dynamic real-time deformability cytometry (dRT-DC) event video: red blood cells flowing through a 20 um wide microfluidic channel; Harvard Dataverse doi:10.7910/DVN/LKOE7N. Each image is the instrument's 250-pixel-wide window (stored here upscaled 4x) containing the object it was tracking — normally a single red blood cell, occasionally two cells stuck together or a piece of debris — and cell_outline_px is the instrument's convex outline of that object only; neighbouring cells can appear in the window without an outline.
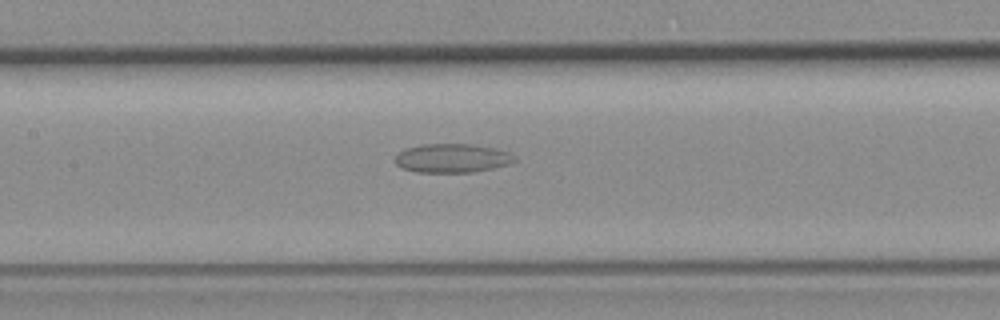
{"species": "common noctule bat (a hibernating species)", "species_latin": "Nyctalus noctula", "temperature_condition": "room temperature", "stored_images_in_passage": 41, "segment_of_instrument_passage": [1, 2], "camera_frame_rate_fps": 3000, "um_per_image_px": 0.085, "animal": {"sex": "female", "body_mass_g": 19.3, "forearm_length_mm": 54.1}, "frame": {"image": 1, "passage_image": 24, "time_ms": 7.667, "image_size_px": [1000, 320], "cell_outline_px": [[516, 160], [508, 164], [492, 168], [472, 172], [416, 172], [400, 168], [396, 164], [396, 156], [400, 152], [408, 148], [424, 144], [472, 144], [492, 148], [508, 152], [516, 156]], "centroid_in_image_um": [38.43, 13.45], "position_along_channel_um": 169.0, "area_um2": 19.88}}
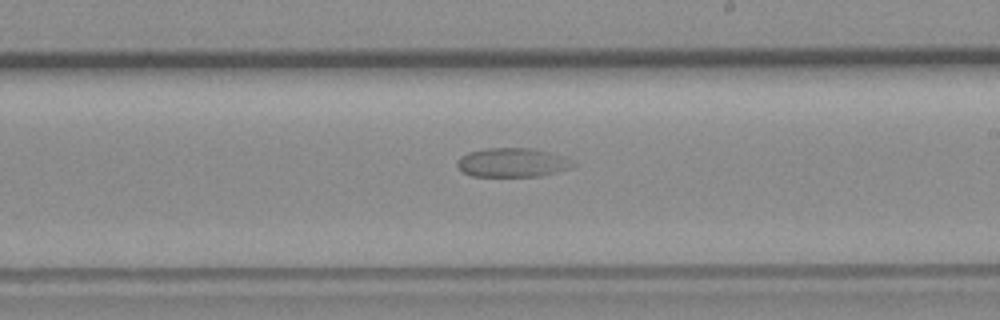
{"frame": {"image": 2, "passage_image": 30, "time_ms": 9.667, "image_size_px": [1000, 320], "cell_outline_px": [[576, 164], [572, 168], [540, 176], [472, 176], [464, 172], [456, 164], [456, 160], [460, 156], [468, 152], [488, 148], [532, 148], [548, 152], [560, 156]], "centroid_in_image_um": [43.51, 13.82], "position_along_channel_um": 245.5, "area_um2": 19.42}}
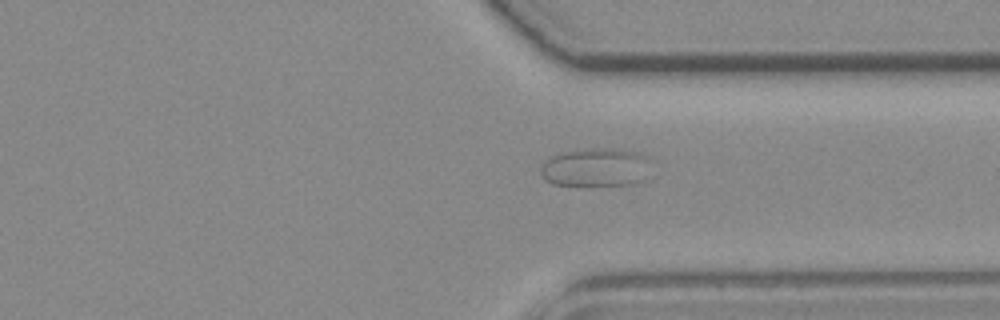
{"frame": {"image": 3, "passage_image": 39, "time_ms": 12.667, "image_size_px": [1000, 320], "cell_outline_px": [[652, 160], [644, 180], [632, 184], [584, 188], [552, 184], [544, 180], [540, 172], [540, 164], [552, 156], [564, 152], [592, 148], [608, 148], [636, 152]], "centroid_in_image_um": [50.61, 14.28], "position_along_channel_um": 360.8, "area_um2": 25.66}}